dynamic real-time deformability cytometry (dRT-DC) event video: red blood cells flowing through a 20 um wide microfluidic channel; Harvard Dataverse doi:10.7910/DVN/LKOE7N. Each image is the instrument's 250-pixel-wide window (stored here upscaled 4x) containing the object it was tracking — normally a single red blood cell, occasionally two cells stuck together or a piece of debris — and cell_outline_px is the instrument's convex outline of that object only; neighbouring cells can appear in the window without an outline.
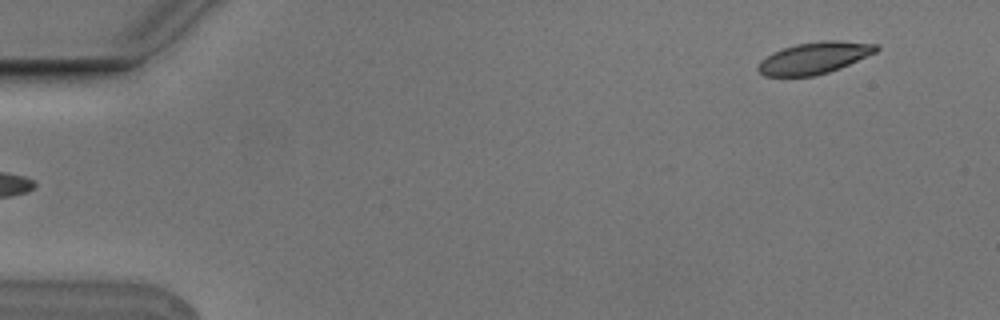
{"species": "Egyptian fruit bat (a non-hibernating species)", "species_latin": "Rousettus aegyptiacus", "temperature_condition": "cold", "stored_images_in_passage": 4, "segment_of_instrument_passage": [2, 2], "camera_frame_rate_fps": 3000, "um_per_image_px": 0.085, "animal": {"sex": "male"}, "frame": {"image": 1, "passage_image": 4, "time_ms": 1.0, "image_size_px": [1000, 320], "cell_outline_px": [[880, 48], [876, 52], [840, 68], [816, 76], [764, 76], [756, 68], [760, 60], [772, 52], [796, 44], [824, 40], [836, 40], [880, 44]], "centroid_in_image_um": [69.22, 4.92], "position_along_channel_um": 15.8, "area_um2": 21.91}}